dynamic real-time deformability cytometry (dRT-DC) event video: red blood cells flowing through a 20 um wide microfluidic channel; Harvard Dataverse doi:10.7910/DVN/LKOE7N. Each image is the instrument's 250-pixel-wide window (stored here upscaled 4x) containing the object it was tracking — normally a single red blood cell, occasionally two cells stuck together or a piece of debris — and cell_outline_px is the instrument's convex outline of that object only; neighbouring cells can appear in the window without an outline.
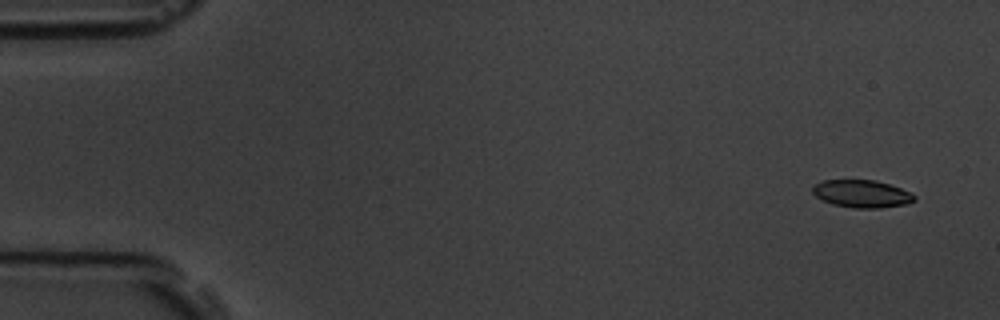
{"species": "common noctule bat (a hibernating species)", "species_latin": "Nyctalus noctula", "temperature_condition": "room temperature", "stored_images_in_passage": 6, "camera_frame_rate_fps": 3000, "um_per_image_px": 0.085, "animal": {"sex": "male", "body_mass_g": 19.5, "forearm_length_mm": 54.6}, "frame": {"image": 1, "passage_image": 2, "time_ms": 1.0, "image_size_px": [1000, 320], "cell_outline_px": [[916, 200], [904, 204], [880, 208], [856, 208], [832, 204], [816, 196], [812, 192], [812, 188], [816, 184], [824, 180], [876, 180], [912, 192], [916, 196]], "centroid_in_image_um": [73.28, 16.47], "position_along_channel_um": 11.7, "area_um2": 16.24}}
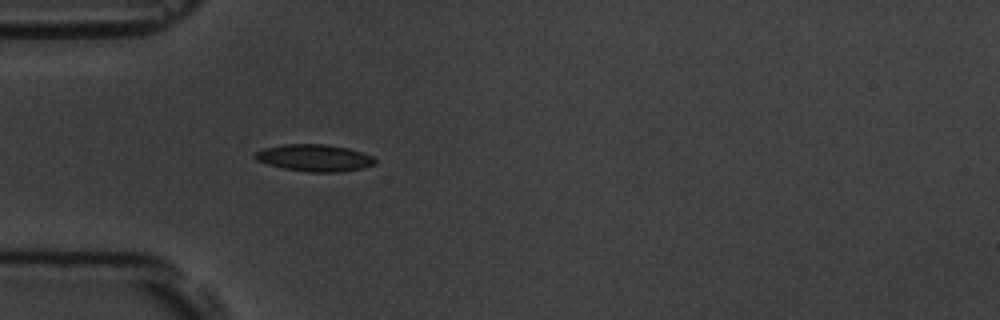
{"frame": {"image": 2, "passage_image": 6, "time_ms": 5.667, "image_size_px": [1000, 320], "cell_outline_px": [[376, 164], [364, 168], [344, 172], [308, 172], [284, 168], [268, 164], [256, 160], [252, 156], [252, 152], [264, 148], [284, 144], [324, 144], [348, 148], [372, 156], [376, 160]], "centroid_in_image_um": [26.71, 13.42], "position_along_channel_um": 58.3, "area_um2": 19.02}}